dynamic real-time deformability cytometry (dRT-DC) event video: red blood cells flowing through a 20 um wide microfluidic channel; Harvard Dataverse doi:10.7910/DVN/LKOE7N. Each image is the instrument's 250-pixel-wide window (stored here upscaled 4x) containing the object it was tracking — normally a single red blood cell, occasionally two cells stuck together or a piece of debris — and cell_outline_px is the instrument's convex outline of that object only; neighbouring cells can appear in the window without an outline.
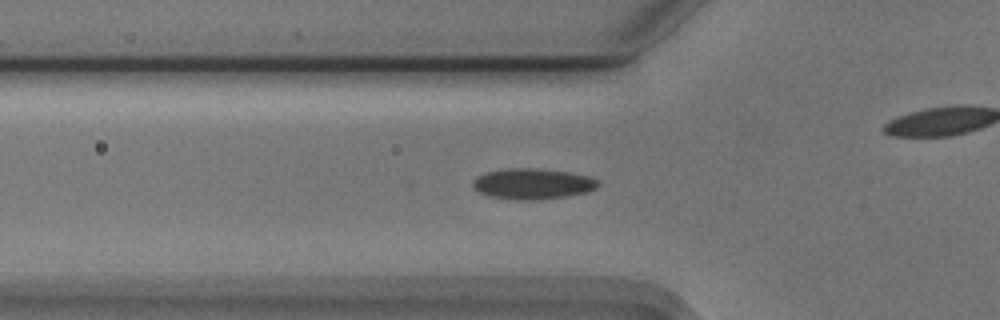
{"species": "Egyptian fruit bat (a non-hibernating species)", "species_latin": "Rousettus aegyptiacus", "temperature_condition": "cold", "stored_images_in_passage": 54, "camera_frame_rate_fps": 3000, "um_per_image_px": 0.085, "animal": {"sex": "male"}, "frame": {"image": 1, "passage_image": 17, "time_ms": 5.333, "image_size_px": [1000, 320], "cell_outline_px": [[600, 184], [596, 188], [584, 192], [564, 196], [532, 200], [516, 200], [488, 196], [472, 188], [472, 180], [476, 176], [484, 172], [508, 168], [532, 168], [568, 172], [588, 176], [596, 180]], "centroid_in_image_um": [45.19, 15.62], "position_along_channel_um": 80.6, "area_um2": 22.31}}
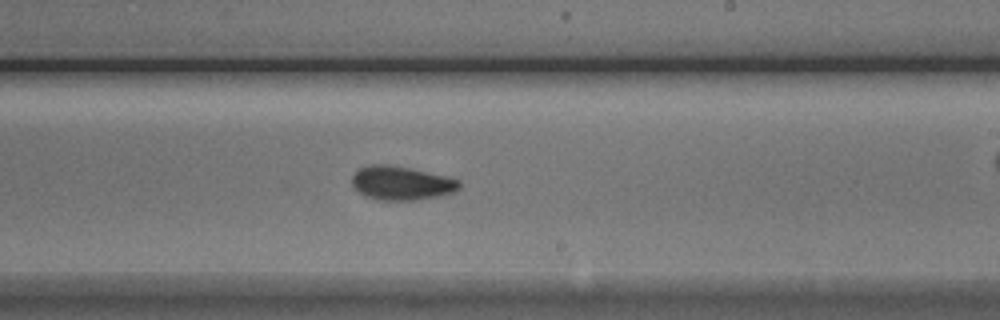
{"frame": {"image": 2, "passage_image": 31, "time_ms": 10.0, "image_size_px": [1000, 320], "cell_outline_px": [[460, 188], [456, 192], [440, 196], [420, 200], [376, 200], [364, 196], [352, 188], [352, 176], [360, 168], [368, 164], [388, 164], [408, 168], [444, 176], [460, 180]], "centroid_in_image_um": [34.09, 15.58], "position_along_channel_um": 254.9, "area_um2": 21.39}}
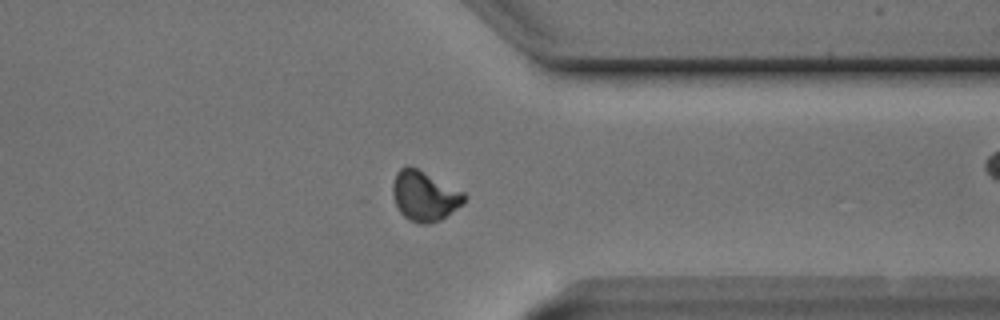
{"frame": {"image": 3, "passage_image": 41, "time_ms": 13.333, "image_size_px": [1000, 320], "cell_outline_px": [[468, 196], [464, 204], [440, 220], [432, 224], [420, 224], [408, 220], [400, 212], [396, 204], [392, 192], [392, 184], [396, 172], [400, 168], [408, 164], [464, 192]], "centroid_in_image_um": [36.09, 16.67], "position_along_channel_um": 375.3, "area_um2": 20.98}, "authors_computed_cell_mechanics": {"area_um2": 20.4901, "velocity_mm_per_s": 3.7277, "shape_relaxation_time_tau1_ms": 3.342, "shape_relaxation_time_tau2_ms": 2.3071, "deformation_change_tau1": 0.0915, "deformation_change_tau2": 0.0576}}